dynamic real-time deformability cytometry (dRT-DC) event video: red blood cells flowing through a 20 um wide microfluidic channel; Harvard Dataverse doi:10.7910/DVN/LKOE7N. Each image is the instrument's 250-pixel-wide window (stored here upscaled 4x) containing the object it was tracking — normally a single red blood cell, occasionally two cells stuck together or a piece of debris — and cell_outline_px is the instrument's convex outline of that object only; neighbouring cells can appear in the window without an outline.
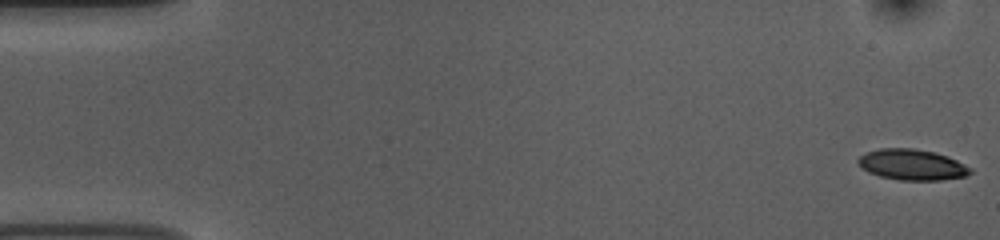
{"species": "common noctule bat (a hibernating species)", "species_latin": "Nyctalus noctula", "temperature_condition": "room temperature", "stored_images_in_passage": 53, "camera_frame_rate_fps": 3000, "um_per_image_px": 0.085, "animal": {"sex": "female", "body_mass_g": 10.0, "forearm_length_mm": 53.1}, "frame": {"image": 1, "passage_image": 1, "time_ms": 0.0, "image_size_px": [1000, 240], "cell_outline_px": [[972, 172], [964, 176], [940, 180], [900, 180], [880, 176], [868, 172], [856, 160], [860, 156], [868, 152], [880, 148], [912, 148], [936, 152], [948, 156], [972, 168]], "centroid_in_image_um": [77.54, 13.99], "position_along_channel_um": 7.5, "area_um2": 20.0}}
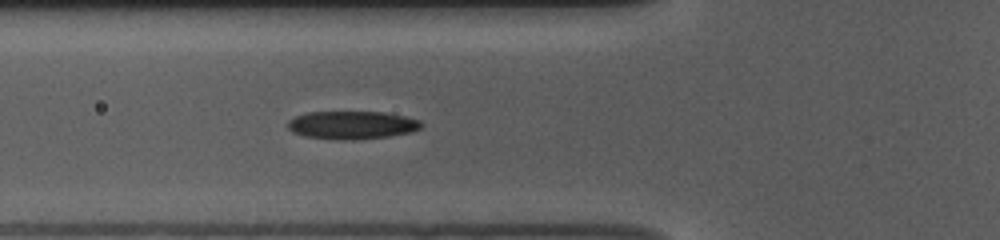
{"frame": {"image": 2, "passage_image": 19, "time_ms": 6.0, "image_size_px": [1000, 240], "cell_outline_px": [[424, 124], [420, 128], [412, 132], [388, 136], [352, 140], [344, 140], [304, 136], [292, 132], [288, 128], [288, 120], [296, 116], [308, 112], [384, 112], [404, 116], [420, 120]], "centroid_in_image_um": [29.93, 10.63], "position_along_channel_um": 95.9, "area_um2": 21.79}}
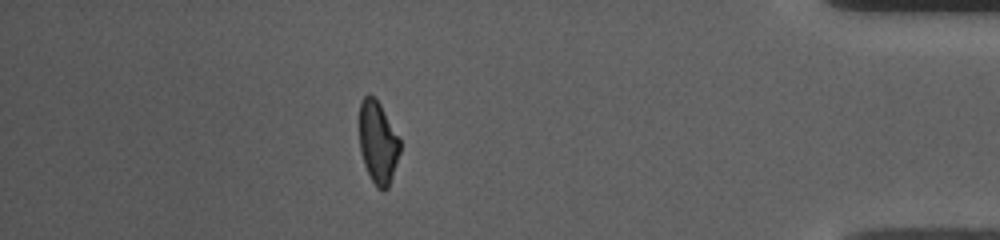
{"frame": {"image": 3, "passage_image": 47, "time_ms": 15.333, "image_size_px": [1000, 240], "cell_outline_px": [[400, 152], [388, 188], [384, 192], [376, 188], [364, 164], [360, 148], [360, 100], [368, 92], [376, 96], [400, 140]], "centroid_in_image_um": [32.12, 12.08], "position_along_channel_um": 403.1, "area_um2": 19.54}, "authors_computed_cell_mechanics": {"area_um2": 20.9814, "velocity_mm_per_s": 3.7514, "shape_relaxation_time_tau1_ms": 2.9778, "shape_relaxation_time_tau2_ms": 2.6301, "deformation_change_tau1": 0.1518, "deformation_change_tau2": 0.1082}}